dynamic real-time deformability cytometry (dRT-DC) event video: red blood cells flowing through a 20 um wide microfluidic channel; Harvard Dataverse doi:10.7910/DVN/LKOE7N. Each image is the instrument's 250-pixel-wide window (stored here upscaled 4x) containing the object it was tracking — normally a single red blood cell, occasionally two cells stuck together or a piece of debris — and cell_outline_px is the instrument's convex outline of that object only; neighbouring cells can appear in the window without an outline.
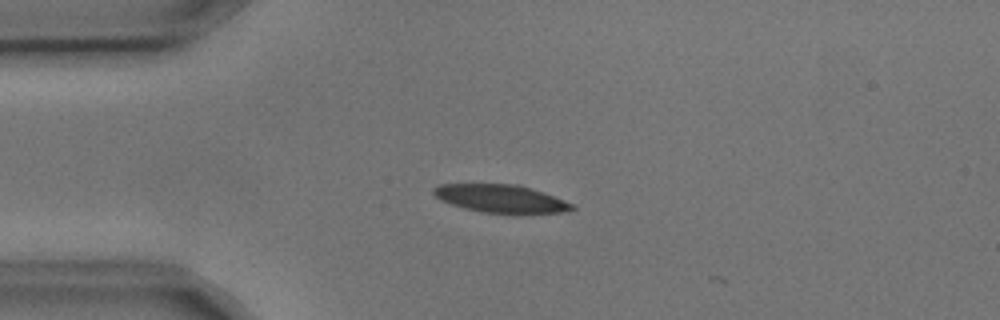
{"species": "common noctule bat (a hibernating species)", "species_latin": "Nyctalus noctula", "temperature_condition": "cold", "stored_images_in_passage": 4, "camera_frame_rate_fps": 3000, "um_per_image_px": 0.085, "animal": {"sex": "male", "body_mass_g": 17.9, "forearm_length_mm": 54.2}, "frame": {"image": 1, "passage_image": 2, "time_ms": 0.333, "image_size_px": [1000, 320], "cell_outline_px": [[576, 208], [560, 212], [520, 216], [516, 216], [480, 212], [464, 208], [440, 200], [432, 192], [432, 188], [440, 184], [520, 184], [544, 192], [564, 200], [572, 204]], "centroid_in_image_um": [42.6, 16.92], "position_along_channel_um": 42.4, "area_um2": 23.35}}